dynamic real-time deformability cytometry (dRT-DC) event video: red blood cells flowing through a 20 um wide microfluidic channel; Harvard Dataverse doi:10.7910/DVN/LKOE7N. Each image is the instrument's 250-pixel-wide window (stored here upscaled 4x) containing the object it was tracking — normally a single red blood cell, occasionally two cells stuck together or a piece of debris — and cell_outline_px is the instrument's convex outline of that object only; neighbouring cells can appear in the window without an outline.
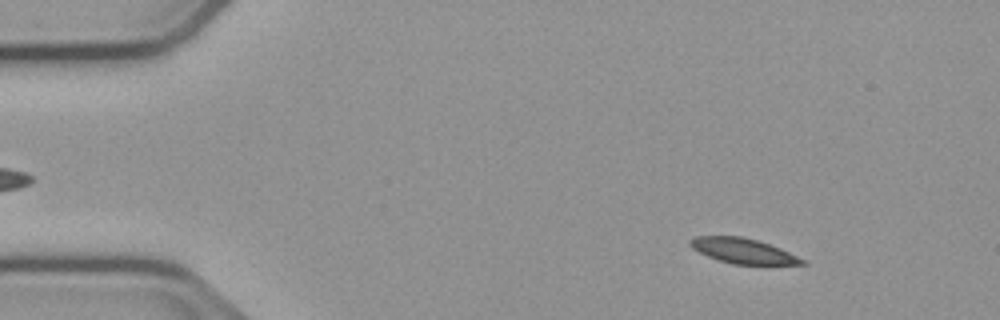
{"species": "common noctule bat (a hibernating species)", "species_latin": "Nyctalus noctula", "temperature_condition": "cold", "stored_images_in_passage": 57, "segment_of_instrument_passage": [1, 2], "camera_frame_rate_fps": 3000, "um_per_image_px": 0.085, "animal": {"sex": "male", "body_mass_g": 23.1, "forearm_length_mm": 52.7}, "frame": {"image": 1, "passage_image": 8, "time_ms": 2.333, "image_size_px": [1000, 320], "cell_outline_px": [[808, 264], [732, 264], [708, 256], [692, 248], [688, 244], [688, 240], [696, 236], [740, 236], [756, 240], [780, 248], [804, 260]], "centroid_in_image_um": [63.11, 21.31], "position_along_channel_um": 21.9, "area_um2": 16.07}}
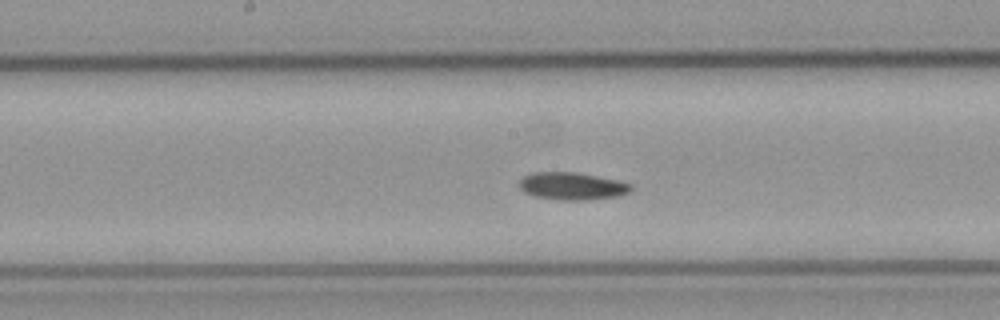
{"frame": {"image": 2, "passage_image": 29, "time_ms": 9.333, "image_size_px": [1000, 320], "cell_outline_px": [[632, 188], [628, 192], [620, 196], [584, 200], [560, 200], [536, 196], [524, 192], [520, 188], [520, 180], [524, 176], [532, 172], [576, 172], [616, 180], [632, 184]], "centroid_in_image_um": [48.63, 15.82], "position_along_channel_um": 199.6, "area_um2": 17.74}}
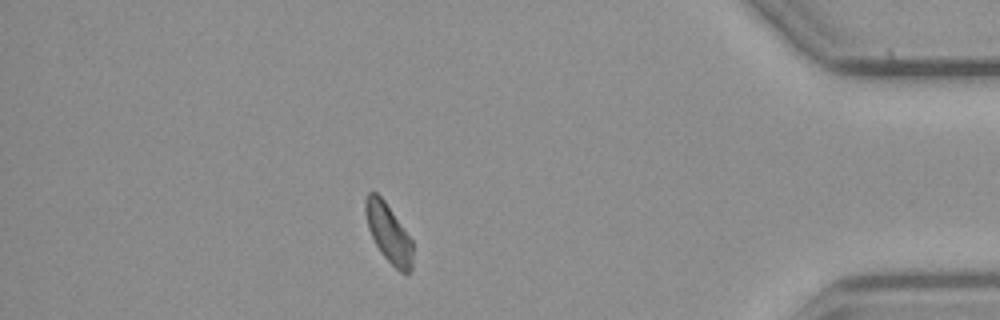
{"frame": {"image": 3, "passage_image": 49, "time_ms": 16.0, "image_size_px": [1000, 320], "cell_outline_px": [[412, 272], [404, 276], [380, 252], [368, 228], [364, 208], [364, 200], [368, 192], [376, 192], [384, 200], [412, 240]], "centroid_in_image_um": [33.03, 19.83], "position_along_channel_um": 402.2, "area_um2": 16.13}}